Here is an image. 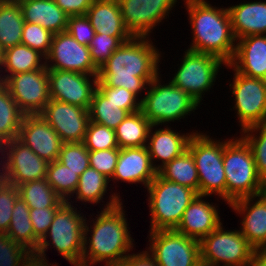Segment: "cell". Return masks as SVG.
Returning a JSON list of instances; mask_svg holds the SVG:
<instances>
[{
	"label": "cell",
	"instance_id": "6da1fadb",
	"mask_svg": "<svg viewBox=\"0 0 266 266\" xmlns=\"http://www.w3.org/2000/svg\"><path fill=\"white\" fill-rule=\"evenodd\" d=\"M119 194L113 192L109 196L105 207L96 215L98 217L85 220L81 266H94L101 262L104 266H117L134 249V239Z\"/></svg>",
	"mask_w": 266,
	"mask_h": 266
},
{
	"label": "cell",
	"instance_id": "7a4b0ae2",
	"mask_svg": "<svg viewBox=\"0 0 266 266\" xmlns=\"http://www.w3.org/2000/svg\"><path fill=\"white\" fill-rule=\"evenodd\" d=\"M161 54L150 37L133 36L99 68L97 86L122 87L142 97L148 84L161 75Z\"/></svg>",
	"mask_w": 266,
	"mask_h": 266
},
{
	"label": "cell",
	"instance_id": "3957f363",
	"mask_svg": "<svg viewBox=\"0 0 266 266\" xmlns=\"http://www.w3.org/2000/svg\"><path fill=\"white\" fill-rule=\"evenodd\" d=\"M192 32L187 50L218 57L226 65L234 56V37L228 9L214 7L206 0H183Z\"/></svg>",
	"mask_w": 266,
	"mask_h": 266
},
{
	"label": "cell",
	"instance_id": "277c9868",
	"mask_svg": "<svg viewBox=\"0 0 266 266\" xmlns=\"http://www.w3.org/2000/svg\"><path fill=\"white\" fill-rule=\"evenodd\" d=\"M223 166L226 177V203L266 192V183L257 173L250 146L240 136L224 147Z\"/></svg>",
	"mask_w": 266,
	"mask_h": 266
},
{
	"label": "cell",
	"instance_id": "5b68a950",
	"mask_svg": "<svg viewBox=\"0 0 266 266\" xmlns=\"http://www.w3.org/2000/svg\"><path fill=\"white\" fill-rule=\"evenodd\" d=\"M73 203L64 202L57 209L49 230L40 241L36 253L46 257V251L53 246L59 253L58 255L63 256L72 266H81L86 216L84 217L81 210L77 211L78 208L74 207Z\"/></svg>",
	"mask_w": 266,
	"mask_h": 266
},
{
	"label": "cell",
	"instance_id": "8992f818",
	"mask_svg": "<svg viewBox=\"0 0 266 266\" xmlns=\"http://www.w3.org/2000/svg\"><path fill=\"white\" fill-rule=\"evenodd\" d=\"M150 209V230L176 229L185 209L198 193L180 184L161 178L158 174L147 186Z\"/></svg>",
	"mask_w": 266,
	"mask_h": 266
},
{
	"label": "cell",
	"instance_id": "52a82bcc",
	"mask_svg": "<svg viewBox=\"0 0 266 266\" xmlns=\"http://www.w3.org/2000/svg\"><path fill=\"white\" fill-rule=\"evenodd\" d=\"M161 83L158 75L148 84L146 94L141 98V111L152 125L162 127L163 124L181 121L200 107L187 92L171 81Z\"/></svg>",
	"mask_w": 266,
	"mask_h": 266
},
{
	"label": "cell",
	"instance_id": "ba28073f",
	"mask_svg": "<svg viewBox=\"0 0 266 266\" xmlns=\"http://www.w3.org/2000/svg\"><path fill=\"white\" fill-rule=\"evenodd\" d=\"M223 141L212 139L202 132H194L187 150L192 154L199 177V195H217L226 202V177L223 166L225 145Z\"/></svg>",
	"mask_w": 266,
	"mask_h": 266
},
{
	"label": "cell",
	"instance_id": "9c48e42d",
	"mask_svg": "<svg viewBox=\"0 0 266 266\" xmlns=\"http://www.w3.org/2000/svg\"><path fill=\"white\" fill-rule=\"evenodd\" d=\"M222 224L200 241L201 261L213 266H249L255 249L240 229L226 230Z\"/></svg>",
	"mask_w": 266,
	"mask_h": 266
},
{
	"label": "cell",
	"instance_id": "30bf717a",
	"mask_svg": "<svg viewBox=\"0 0 266 266\" xmlns=\"http://www.w3.org/2000/svg\"><path fill=\"white\" fill-rule=\"evenodd\" d=\"M181 64L170 80L175 86L187 92L201 105L202 95L210 92L216 81L220 67L226 64L210 54L184 51ZM223 64V65H222Z\"/></svg>",
	"mask_w": 266,
	"mask_h": 266
},
{
	"label": "cell",
	"instance_id": "8fae6325",
	"mask_svg": "<svg viewBox=\"0 0 266 266\" xmlns=\"http://www.w3.org/2000/svg\"><path fill=\"white\" fill-rule=\"evenodd\" d=\"M0 154L3 160L0 161V172L5 182L18 187L29 181L46 178L49 163L18 138L3 143Z\"/></svg>",
	"mask_w": 266,
	"mask_h": 266
},
{
	"label": "cell",
	"instance_id": "7c38bea8",
	"mask_svg": "<svg viewBox=\"0 0 266 266\" xmlns=\"http://www.w3.org/2000/svg\"><path fill=\"white\" fill-rule=\"evenodd\" d=\"M227 69L233 70L232 88L236 116L241 126L240 131L254 125L266 123V85L261 78L249 77L236 72L229 64Z\"/></svg>",
	"mask_w": 266,
	"mask_h": 266
},
{
	"label": "cell",
	"instance_id": "4fadbf2b",
	"mask_svg": "<svg viewBox=\"0 0 266 266\" xmlns=\"http://www.w3.org/2000/svg\"><path fill=\"white\" fill-rule=\"evenodd\" d=\"M146 250L158 266H195L201 260L200 242L172 230L149 231Z\"/></svg>",
	"mask_w": 266,
	"mask_h": 266
},
{
	"label": "cell",
	"instance_id": "5bb4252c",
	"mask_svg": "<svg viewBox=\"0 0 266 266\" xmlns=\"http://www.w3.org/2000/svg\"><path fill=\"white\" fill-rule=\"evenodd\" d=\"M25 114H40L50 100L48 69L8 76L2 82Z\"/></svg>",
	"mask_w": 266,
	"mask_h": 266
},
{
	"label": "cell",
	"instance_id": "9a60e30c",
	"mask_svg": "<svg viewBox=\"0 0 266 266\" xmlns=\"http://www.w3.org/2000/svg\"><path fill=\"white\" fill-rule=\"evenodd\" d=\"M124 25L134 37H149L172 12L177 0H117ZM171 11V12H170Z\"/></svg>",
	"mask_w": 266,
	"mask_h": 266
},
{
	"label": "cell",
	"instance_id": "2e32d148",
	"mask_svg": "<svg viewBox=\"0 0 266 266\" xmlns=\"http://www.w3.org/2000/svg\"><path fill=\"white\" fill-rule=\"evenodd\" d=\"M47 69L73 71L88 75H98L88 46L79 44L67 31L55 33L48 55L45 57Z\"/></svg>",
	"mask_w": 266,
	"mask_h": 266
},
{
	"label": "cell",
	"instance_id": "e0dca14e",
	"mask_svg": "<svg viewBox=\"0 0 266 266\" xmlns=\"http://www.w3.org/2000/svg\"><path fill=\"white\" fill-rule=\"evenodd\" d=\"M48 79L50 99L89 110L98 75L48 69Z\"/></svg>",
	"mask_w": 266,
	"mask_h": 266
},
{
	"label": "cell",
	"instance_id": "ac0fdd59",
	"mask_svg": "<svg viewBox=\"0 0 266 266\" xmlns=\"http://www.w3.org/2000/svg\"><path fill=\"white\" fill-rule=\"evenodd\" d=\"M40 115L56 131L63 143L84 141L90 121L88 109L50 99Z\"/></svg>",
	"mask_w": 266,
	"mask_h": 266
},
{
	"label": "cell",
	"instance_id": "d6986e66",
	"mask_svg": "<svg viewBox=\"0 0 266 266\" xmlns=\"http://www.w3.org/2000/svg\"><path fill=\"white\" fill-rule=\"evenodd\" d=\"M48 163L56 161L63 142L40 114H25L17 137Z\"/></svg>",
	"mask_w": 266,
	"mask_h": 266
},
{
	"label": "cell",
	"instance_id": "ffe728a7",
	"mask_svg": "<svg viewBox=\"0 0 266 266\" xmlns=\"http://www.w3.org/2000/svg\"><path fill=\"white\" fill-rule=\"evenodd\" d=\"M255 201V202H254ZM229 207L242 216L240 231L255 250L266 248V192L232 201Z\"/></svg>",
	"mask_w": 266,
	"mask_h": 266
},
{
	"label": "cell",
	"instance_id": "44dd1931",
	"mask_svg": "<svg viewBox=\"0 0 266 266\" xmlns=\"http://www.w3.org/2000/svg\"><path fill=\"white\" fill-rule=\"evenodd\" d=\"M156 175L157 170L153 167L147 147H131L119 149L118 161L109 180L114 183L120 180L128 184L141 183L146 189Z\"/></svg>",
	"mask_w": 266,
	"mask_h": 266
},
{
	"label": "cell",
	"instance_id": "7402d4cb",
	"mask_svg": "<svg viewBox=\"0 0 266 266\" xmlns=\"http://www.w3.org/2000/svg\"><path fill=\"white\" fill-rule=\"evenodd\" d=\"M206 197L211 196L197 195L195 197L185 209L182 220L175 229L199 242L222 223L218 206L216 203L214 205L206 201Z\"/></svg>",
	"mask_w": 266,
	"mask_h": 266
},
{
	"label": "cell",
	"instance_id": "603a6c76",
	"mask_svg": "<svg viewBox=\"0 0 266 266\" xmlns=\"http://www.w3.org/2000/svg\"><path fill=\"white\" fill-rule=\"evenodd\" d=\"M154 127L156 128L155 131H153ZM157 127V125H152L146 147L153 167L158 171L166 163L181 156L187 150L189 140L195 130L190 133L180 134L173 130L172 127H168V125L164 126L165 128L158 127L157 129ZM155 161H159L160 164L156 165Z\"/></svg>",
	"mask_w": 266,
	"mask_h": 266
},
{
	"label": "cell",
	"instance_id": "cb8c5ba5",
	"mask_svg": "<svg viewBox=\"0 0 266 266\" xmlns=\"http://www.w3.org/2000/svg\"><path fill=\"white\" fill-rule=\"evenodd\" d=\"M229 65L238 73L262 78L266 71V35H251L236 40Z\"/></svg>",
	"mask_w": 266,
	"mask_h": 266
},
{
	"label": "cell",
	"instance_id": "d4e9b609",
	"mask_svg": "<svg viewBox=\"0 0 266 266\" xmlns=\"http://www.w3.org/2000/svg\"><path fill=\"white\" fill-rule=\"evenodd\" d=\"M236 40L251 35H266V2L254 1L227 7Z\"/></svg>",
	"mask_w": 266,
	"mask_h": 266
},
{
	"label": "cell",
	"instance_id": "484cf974",
	"mask_svg": "<svg viewBox=\"0 0 266 266\" xmlns=\"http://www.w3.org/2000/svg\"><path fill=\"white\" fill-rule=\"evenodd\" d=\"M98 34L114 37H133L124 25L117 0H94L86 12Z\"/></svg>",
	"mask_w": 266,
	"mask_h": 266
},
{
	"label": "cell",
	"instance_id": "4316f807",
	"mask_svg": "<svg viewBox=\"0 0 266 266\" xmlns=\"http://www.w3.org/2000/svg\"><path fill=\"white\" fill-rule=\"evenodd\" d=\"M25 22L39 24L53 34L67 29L68 15L54 0H17Z\"/></svg>",
	"mask_w": 266,
	"mask_h": 266
},
{
	"label": "cell",
	"instance_id": "83f0119b",
	"mask_svg": "<svg viewBox=\"0 0 266 266\" xmlns=\"http://www.w3.org/2000/svg\"><path fill=\"white\" fill-rule=\"evenodd\" d=\"M44 66L45 57L27 45L19 44L9 47L4 50L0 82L10 75L42 69ZM1 72L7 74L3 75Z\"/></svg>",
	"mask_w": 266,
	"mask_h": 266
},
{
	"label": "cell",
	"instance_id": "f1b7e54d",
	"mask_svg": "<svg viewBox=\"0 0 266 266\" xmlns=\"http://www.w3.org/2000/svg\"><path fill=\"white\" fill-rule=\"evenodd\" d=\"M24 22L17 0H0V46L4 50L21 44Z\"/></svg>",
	"mask_w": 266,
	"mask_h": 266
},
{
	"label": "cell",
	"instance_id": "f546056e",
	"mask_svg": "<svg viewBox=\"0 0 266 266\" xmlns=\"http://www.w3.org/2000/svg\"><path fill=\"white\" fill-rule=\"evenodd\" d=\"M151 127L141 110L128 114L115 129L119 149L146 146Z\"/></svg>",
	"mask_w": 266,
	"mask_h": 266
},
{
	"label": "cell",
	"instance_id": "4dcf8cb0",
	"mask_svg": "<svg viewBox=\"0 0 266 266\" xmlns=\"http://www.w3.org/2000/svg\"><path fill=\"white\" fill-rule=\"evenodd\" d=\"M30 208L19 197L12 210L11 222L7 235L30 252H36L40 241L35 237L30 219Z\"/></svg>",
	"mask_w": 266,
	"mask_h": 266
},
{
	"label": "cell",
	"instance_id": "1f68e13d",
	"mask_svg": "<svg viewBox=\"0 0 266 266\" xmlns=\"http://www.w3.org/2000/svg\"><path fill=\"white\" fill-rule=\"evenodd\" d=\"M157 174L163 179L187 186L199 195L198 172L193 156L188 150L166 163L157 171Z\"/></svg>",
	"mask_w": 266,
	"mask_h": 266
},
{
	"label": "cell",
	"instance_id": "d6a6232c",
	"mask_svg": "<svg viewBox=\"0 0 266 266\" xmlns=\"http://www.w3.org/2000/svg\"><path fill=\"white\" fill-rule=\"evenodd\" d=\"M24 116L8 88L0 82V146L18 137Z\"/></svg>",
	"mask_w": 266,
	"mask_h": 266
},
{
	"label": "cell",
	"instance_id": "836d02e7",
	"mask_svg": "<svg viewBox=\"0 0 266 266\" xmlns=\"http://www.w3.org/2000/svg\"><path fill=\"white\" fill-rule=\"evenodd\" d=\"M18 191L30 209L60 207L65 202L56 194L46 178L19 185Z\"/></svg>",
	"mask_w": 266,
	"mask_h": 266
},
{
	"label": "cell",
	"instance_id": "e575fe53",
	"mask_svg": "<svg viewBox=\"0 0 266 266\" xmlns=\"http://www.w3.org/2000/svg\"><path fill=\"white\" fill-rule=\"evenodd\" d=\"M110 182L104 174L98 172L96 169L88 167L80 176L78 186L73 196L75 202L81 201L90 204H99L104 196L109 191L108 183Z\"/></svg>",
	"mask_w": 266,
	"mask_h": 266
},
{
	"label": "cell",
	"instance_id": "d590c367",
	"mask_svg": "<svg viewBox=\"0 0 266 266\" xmlns=\"http://www.w3.org/2000/svg\"><path fill=\"white\" fill-rule=\"evenodd\" d=\"M129 113L107 99L97 88L89 107L90 121L115 130Z\"/></svg>",
	"mask_w": 266,
	"mask_h": 266
},
{
	"label": "cell",
	"instance_id": "8d00e7d4",
	"mask_svg": "<svg viewBox=\"0 0 266 266\" xmlns=\"http://www.w3.org/2000/svg\"><path fill=\"white\" fill-rule=\"evenodd\" d=\"M46 180L56 194L65 202L69 201L78 186L79 175L58 160L48 164Z\"/></svg>",
	"mask_w": 266,
	"mask_h": 266
},
{
	"label": "cell",
	"instance_id": "74e56055",
	"mask_svg": "<svg viewBox=\"0 0 266 266\" xmlns=\"http://www.w3.org/2000/svg\"><path fill=\"white\" fill-rule=\"evenodd\" d=\"M240 134L251 148L257 173L266 183V123L246 128Z\"/></svg>",
	"mask_w": 266,
	"mask_h": 266
},
{
	"label": "cell",
	"instance_id": "f35d334b",
	"mask_svg": "<svg viewBox=\"0 0 266 266\" xmlns=\"http://www.w3.org/2000/svg\"><path fill=\"white\" fill-rule=\"evenodd\" d=\"M132 37H114L96 33L89 43L90 56L94 65L99 69L119 46Z\"/></svg>",
	"mask_w": 266,
	"mask_h": 266
},
{
	"label": "cell",
	"instance_id": "ab89813d",
	"mask_svg": "<svg viewBox=\"0 0 266 266\" xmlns=\"http://www.w3.org/2000/svg\"><path fill=\"white\" fill-rule=\"evenodd\" d=\"M83 143L88 150L119 149L115 130L89 121Z\"/></svg>",
	"mask_w": 266,
	"mask_h": 266
},
{
	"label": "cell",
	"instance_id": "60d3db41",
	"mask_svg": "<svg viewBox=\"0 0 266 266\" xmlns=\"http://www.w3.org/2000/svg\"><path fill=\"white\" fill-rule=\"evenodd\" d=\"M57 160L80 176L89 167V150L83 142L63 143Z\"/></svg>",
	"mask_w": 266,
	"mask_h": 266
},
{
	"label": "cell",
	"instance_id": "b9f144b4",
	"mask_svg": "<svg viewBox=\"0 0 266 266\" xmlns=\"http://www.w3.org/2000/svg\"><path fill=\"white\" fill-rule=\"evenodd\" d=\"M53 33L39 24L24 22L21 44L38 51L44 57L49 53Z\"/></svg>",
	"mask_w": 266,
	"mask_h": 266
},
{
	"label": "cell",
	"instance_id": "7bdbcfd3",
	"mask_svg": "<svg viewBox=\"0 0 266 266\" xmlns=\"http://www.w3.org/2000/svg\"><path fill=\"white\" fill-rule=\"evenodd\" d=\"M97 89L110 101L119 105L129 114L141 110V97L122 87L97 86Z\"/></svg>",
	"mask_w": 266,
	"mask_h": 266
},
{
	"label": "cell",
	"instance_id": "ee69618b",
	"mask_svg": "<svg viewBox=\"0 0 266 266\" xmlns=\"http://www.w3.org/2000/svg\"><path fill=\"white\" fill-rule=\"evenodd\" d=\"M19 197L18 187L7 182L0 186V233H7L12 210Z\"/></svg>",
	"mask_w": 266,
	"mask_h": 266
},
{
	"label": "cell",
	"instance_id": "f6af8a7d",
	"mask_svg": "<svg viewBox=\"0 0 266 266\" xmlns=\"http://www.w3.org/2000/svg\"><path fill=\"white\" fill-rule=\"evenodd\" d=\"M29 252L6 233H0V266H20Z\"/></svg>",
	"mask_w": 266,
	"mask_h": 266
},
{
	"label": "cell",
	"instance_id": "bcb514c9",
	"mask_svg": "<svg viewBox=\"0 0 266 266\" xmlns=\"http://www.w3.org/2000/svg\"><path fill=\"white\" fill-rule=\"evenodd\" d=\"M119 156V149L89 150V167L96 169L107 178L113 176Z\"/></svg>",
	"mask_w": 266,
	"mask_h": 266
},
{
	"label": "cell",
	"instance_id": "7dc6e473",
	"mask_svg": "<svg viewBox=\"0 0 266 266\" xmlns=\"http://www.w3.org/2000/svg\"><path fill=\"white\" fill-rule=\"evenodd\" d=\"M66 31L81 45L88 46L96 32L86 15L69 16Z\"/></svg>",
	"mask_w": 266,
	"mask_h": 266
},
{
	"label": "cell",
	"instance_id": "c3c4849f",
	"mask_svg": "<svg viewBox=\"0 0 266 266\" xmlns=\"http://www.w3.org/2000/svg\"><path fill=\"white\" fill-rule=\"evenodd\" d=\"M59 207L34 208L30 209V219L34 230L35 237L41 241L47 234L53 221L54 214Z\"/></svg>",
	"mask_w": 266,
	"mask_h": 266
},
{
	"label": "cell",
	"instance_id": "681fc988",
	"mask_svg": "<svg viewBox=\"0 0 266 266\" xmlns=\"http://www.w3.org/2000/svg\"><path fill=\"white\" fill-rule=\"evenodd\" d=\"M55 3L68 15H86L94 0H54Z\"/></svg>",
	"mask_w": 266,
	"mask_h": 266
},
{
	"label": "cell",
	"instance_id": "f907efd6",
	"mask_svg": "<svg viewBox=\"0 0 266 266\" xmlns=\"http://www.w3.org/2000/svg\"><path fill=\"white\" fill-rule=\"evenodd\" d=\"M117 266H158L154 257L148 251L128 254Z\"/></svg>",
	"mask_w": 266,
	"mask_h": 266
},
{
	"label": "cell",
	"instance_id": "816d5d0a",
	"mask_svg": "<svg viewBox=\"0 0 266 266\" xmlns=\"http://www.w3.org/2000/svg\"><path fill=\"white\" fill-rule=\"evenodd\" d=\"M20 266H59L58 263H49L46 257L39 255L36 252H29L22 260Z\"/></svg>",
	"mask_w": 266,
	"mask_h": 266
},
{
	"label": "cell",
	"instance_id": "f5cc1de1",
	"mask_svg": "<svg viewBox=\"0 0 266 266\" xmlns=\"http://www.w3.org/2000/svg\"><path fill=\"white\" fill-rule=\"evenodd\" d=\"M249 266H266V251L255 250Z\"/></svg>",
	"mask_w": 266,
	"mask_h": 266
},
{
	"label": "cell",
	"instance_id": "db71d44e",
	"mask_svg": "<svg viewBox=\"0 0 266 266\" xmlns=\"http://www.w3.org/2000/svg\"><path fill=\"white\" fill-rule=\"evenodd\" d=\"M4 49L0 46V69L2 70Z\"/></svg>",
	"mask_w": 266,
	"mask_h": 266
},
{
	"label": "cell",
	"instance_id": "11a10c76",
	"mask_svg": "<svg viewBox=\"0 0 266 266\" xmlns=\"http://www.w3.org/2000/svg\"><path fill=\"white\" fill-rule=\"evenodd\" d=\"M195 266H213V265L200 260Z\"/></svg>",
	"mask_w": 266,
	"mask_h": 266
},
{
	"label": "cell",
	"instance_id": "9f6ffc18",
	"mask_svg": "<svg viewBox=\"0 0 266 266\" xmlns=\"http://www.w3.org/2000/svg\"><path fill=\"white\" fill-rule=\"evenodd\" d=\"M5 182L4 177L2 176L1 172H0V186Z\"/></svg>",
	"mask_w": 266,
	"mask_h": 266
},
{
	"label": "cell",
	"instance_id": "6f0895ef",
	"mask_svg": "<svg viewBox=\"0 0 266 266\" xmlns=\"http://www.w3.org/2000/svg\"><path fill=\"white\" fill-rule=\"evenodd\" d=\"M261 80L264 82V84L266 85V71L264 73V75L262 76Z\"/></svg>",
	"mask_w": 266,
	"mask_h": 266
}]
</instances>
